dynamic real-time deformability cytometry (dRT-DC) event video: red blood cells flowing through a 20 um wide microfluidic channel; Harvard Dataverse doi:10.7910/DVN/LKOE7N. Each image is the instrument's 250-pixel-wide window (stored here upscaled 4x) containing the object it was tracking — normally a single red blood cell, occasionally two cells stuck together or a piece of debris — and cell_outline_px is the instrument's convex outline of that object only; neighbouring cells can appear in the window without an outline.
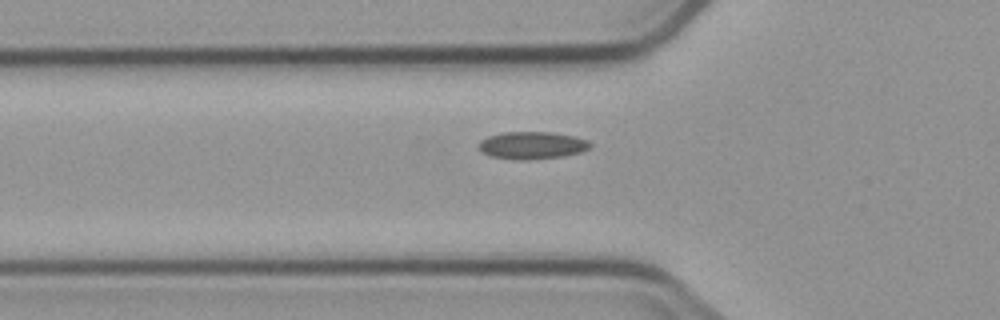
{"species": "common noctule bat (a hibernating species)", "species_latin": "Nyctalus noctula", "temperature_condition": "cold", "stored_images_in_passage": 6, "camera_frame_rate_fps": 3000, "um_per_image_px": 0.085, "animal": {"sex": "male", "body_mass_g": 23.1, "forearm_length_mm": 52.7}, "frame": {"image": 1, "passage_image": 6, "time_ms": 5.667, "image_size_px": [1000, 320], "cell_outline_px": [[592, 144], [588, 148], [580, 152], [564, 156], [524, 160], [492, 156], [484, 152], [480, 148], [480, 140], [488, 136], [500, 132], [552, 132], [576, 136], [588, 140]], "centroid_in_image_um": [45.26, 12.33], "position_along_channel_um": 80.5, "area_um2": 17.63}}